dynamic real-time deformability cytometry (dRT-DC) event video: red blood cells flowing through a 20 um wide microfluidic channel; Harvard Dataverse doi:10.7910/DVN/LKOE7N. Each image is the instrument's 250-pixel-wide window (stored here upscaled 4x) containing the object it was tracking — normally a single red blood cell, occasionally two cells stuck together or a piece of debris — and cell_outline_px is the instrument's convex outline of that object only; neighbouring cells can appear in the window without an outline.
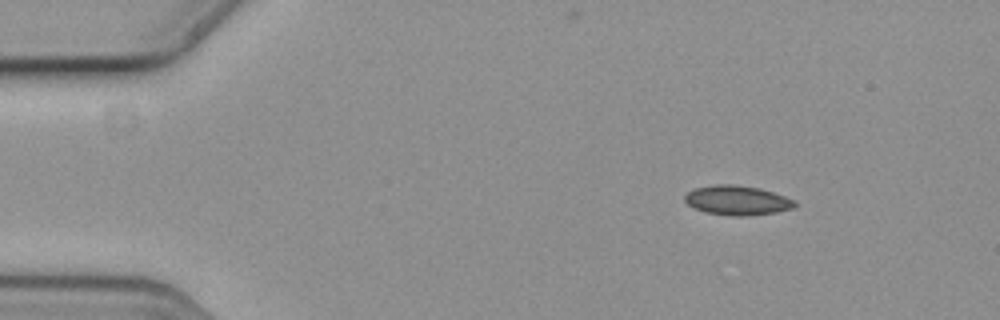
{"species": "common noctule bat (a hibernating species)", "species_latin": "Nyctalus noctula", "temperature_condition": "cold", "stored_images_in_passage": 4, "camera_frame_rate_fps": 3000, "um_per_image_px": 0.085, "animal": {"sex": "female", "body_mass_g": 19.3, "forearm_length_mm": 54.1}, "frame": {"image": 1, "passage_image": 1, "time_ms": 0.0, "image_size_px": [1000, 320], "cell_outline_px": [[796, 204], [792, 208], [776, 212], [748, 216], [728, 216], [704, 212], [688, 204], [684, 200], [684, 196], [688, 192], [696, 188], [716, 184], [732, 184], [760, 188], [796, 200]], "centroid_in_image_um": [62.66, 17.03], "position_along_channel_um": 22.3, "area_um2": 18.9}}
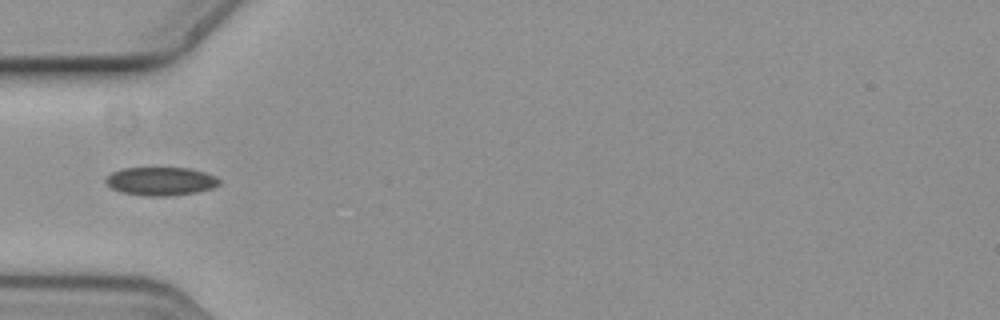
{"frame": {"image": 2, "passage_image": 4, "time_ms": 1.0, "image_size_px": [1000, 320], "cell_outline_px": [[220, 184], [212, 188], [196, 192], [168, 196], [148, 196], [120, 192], [112, 188], [104, 180], [112, 172], [124, 168], [188, 168], [204, 172], [216, 176], [220, 180]], "centroid_in_image_um": [13.68, 15.4], "position_along_channel_um": 71.3, "area_um2": 18.67}}